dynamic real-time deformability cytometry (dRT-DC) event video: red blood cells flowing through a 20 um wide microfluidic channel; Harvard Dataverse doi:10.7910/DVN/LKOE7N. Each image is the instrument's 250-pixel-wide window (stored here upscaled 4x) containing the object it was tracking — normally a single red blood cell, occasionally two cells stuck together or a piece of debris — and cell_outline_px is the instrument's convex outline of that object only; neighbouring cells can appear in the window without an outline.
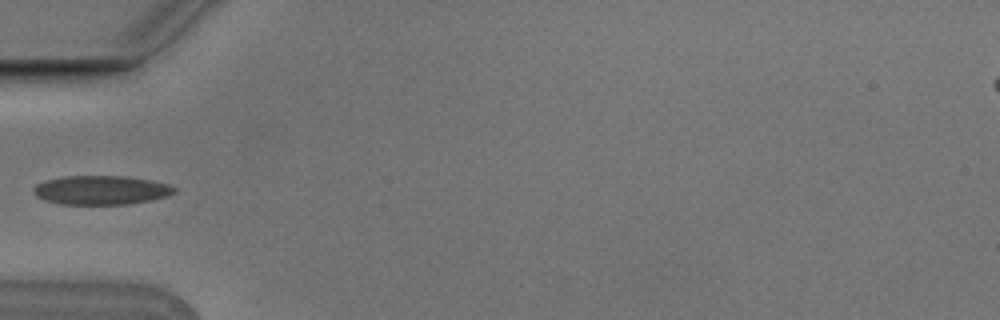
{"species": "Egyptian fruit bat (a non-hibernating species)", "species_latin": "Rousettus aegyptiacus", "temperature_condition": "cold", "stored_images_in_passage": 4, "camera_frame_rate_fps": 3000, "um_per_image_px": 0.085, "animal": {"sex": "male"}, "frame": {"image": 1, "passage_image": 4, "time_ms": 1.0, "image_size_px": [1000, 320], "cell_outline_px": [[176, 192], [168, 196], [152, 200], [128, 204], [60, 204], [44, 200], [36, 196], [32, 192], [32, 188], [36, 184], [44, 180], [64, 176], [128, 176], [152, 180], [168, 184], [176, 188]], "centroid_in_image_um": [8.59, 16.15], "position_along_channel_um": 76.4, "area_um2": 24.1}}